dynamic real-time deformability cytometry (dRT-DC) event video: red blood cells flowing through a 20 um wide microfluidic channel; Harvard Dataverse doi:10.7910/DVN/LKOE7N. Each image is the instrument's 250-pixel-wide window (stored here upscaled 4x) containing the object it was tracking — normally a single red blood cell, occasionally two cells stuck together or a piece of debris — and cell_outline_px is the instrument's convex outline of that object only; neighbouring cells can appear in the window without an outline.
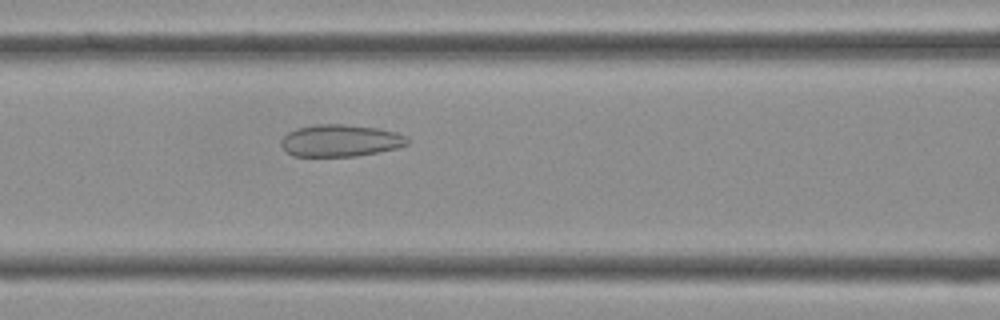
{"species": "Egyptian fruit bat (a non-hibernating species)", "species_latin": "Rousettus aegyptiacus", "temperature_condition": "cold", "stored_images_in_passage": 34, "camera_frame_rate_fps": 3000, "um_per_image_px": 0.085, "frame": {"image": 1, "passage_image": 10, "time_ms": 3.0, "image_size_px": [1000, 320], "cell_outline_px": [[408, 144], [396, 148], [356, 156], [292, 156], [280, 144], [280, 140], [288, 132], [296, 128], [316, 124], [344, 124], [376, 128], [396, 132], [404, 136], [408, 140]], "centroid_in_image_um": [28.89, 11.94], "position_along_channel_um": 137.7, "area_um2": 23.41}}
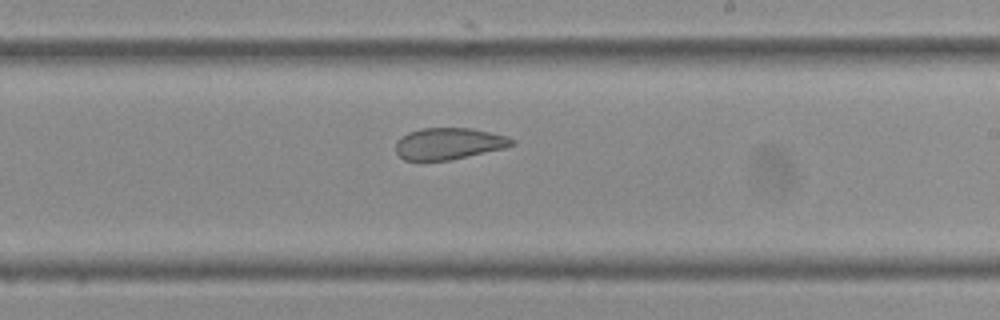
{"frame": {"image": 2, "passage_image": 17, "time_ms": 5.333, "image_size_px": [1000, 320], "cell_outline_px": [[516, 144], [504, 148], [452, 160], [404, 160], [396, 152], [396, 140], [408, 132], [420, 128], [472, 128], [508, 136], [516, 140]], "centroid_in_image_um": [38.17, 12.2], "position_along_channel_um": 250.8, "area_um2": 21.56}}
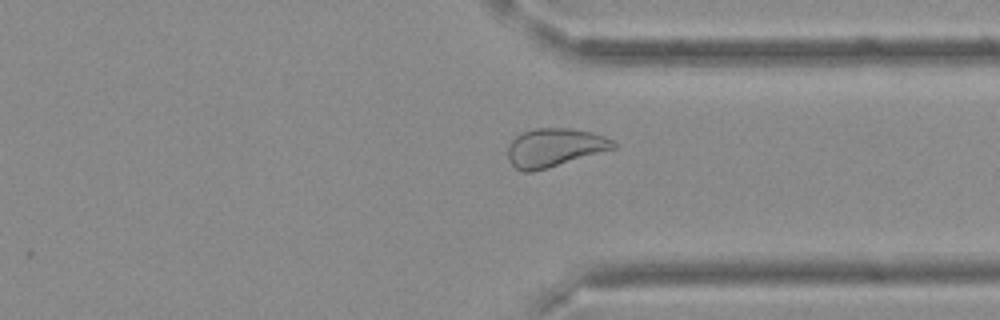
{"frame": {"image": 3, "passage_image": 24, "time_ms": 7.667, "image_size_px": [1000, 320], "cell_outline_px": [[616, 148], [532, 172], [520, 172], [508, 160], [508, 144], [516, 136], [532, 128], [572, 128], [592, 132], [604, 136], [612, 140], [616, 144]], "centroid_in_image_um": [47.11, 12.53], "position_along_channel_um": 364.3, "area_um2": 23.58}}